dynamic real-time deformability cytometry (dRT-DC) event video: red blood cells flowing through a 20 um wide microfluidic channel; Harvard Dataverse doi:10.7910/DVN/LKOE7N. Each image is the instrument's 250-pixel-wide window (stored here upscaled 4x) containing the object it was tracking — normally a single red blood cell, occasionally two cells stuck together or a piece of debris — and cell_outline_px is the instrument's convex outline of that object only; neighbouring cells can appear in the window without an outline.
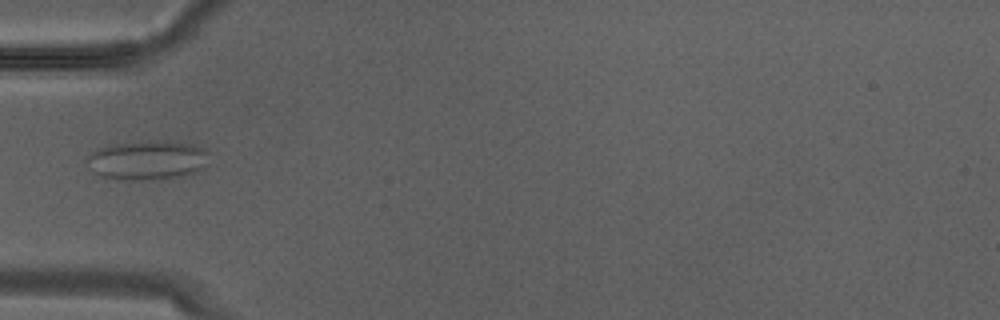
{"species": "Egyptian fruit bat (a non-hibernating species)", "species_latin": "Rousettus aegyptiacus", "temperature_condition": "warm", "stored_images_in_passage": 3, "camera_frame_rate_fps": 3000, "um_per_image_px": 0.085, "animal": {"sex": "male"}, "frame": {"image": 1, "passage_image": 2, "time_ms": 0.333, "image_size_px": [1000, 320], "cell_outline_px": [[208, 152], [204, 168], [196, 172], [176, 176], [152, 180], [124, 180], [104, 176], [92, 172], [88, 156], [92, 152], [108, 144], [192, 144]], "centroid_in_image_um": [12.5, 13.68], "position_along_channel_um": 72.5, "area_um2": 26.36}}